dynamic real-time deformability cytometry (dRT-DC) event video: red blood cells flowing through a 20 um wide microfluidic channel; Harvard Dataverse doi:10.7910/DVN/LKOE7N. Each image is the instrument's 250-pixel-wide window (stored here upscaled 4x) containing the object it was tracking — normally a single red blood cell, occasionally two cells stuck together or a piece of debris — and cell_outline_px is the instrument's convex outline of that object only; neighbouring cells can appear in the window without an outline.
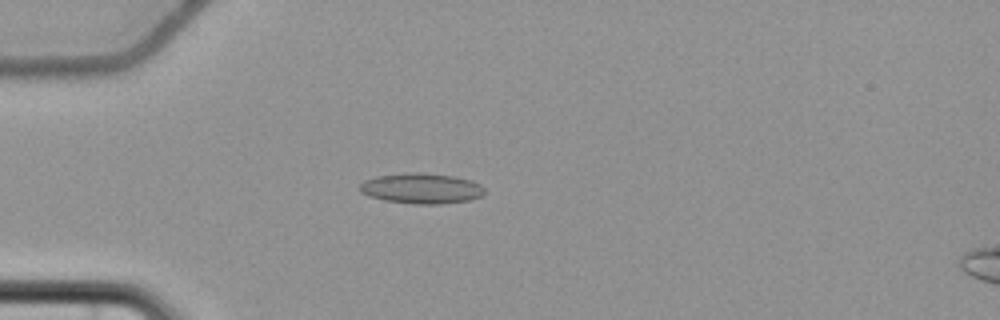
{"species": "common noctule bat (a hibernating species)", "species_latin": "Nyctalus noctula", "temperature_condition": "cold", "stored_images_in_passage": 41, "camera_frame_rate_fps": 3000, "um_per_image_px": 0.085, "animal": {"sex": "female", "body_mass_g": 22.7, "forearm_length_mm": 54.2}, "frame": {"image": 1, "passage_image": 1, "time_ms": 0.0, "image_size_px": [1000, 320], "cell_outline_px": [[484, 192], [480, 196], [472, 200], [440, 204], [416, 204], [384, 200], [368, 196], [360, 192], [360, 184], [364, 180], [376, 176], [412, 172], [416, 172], [452, 176], [472, 180], [480, 184], [484, 188]], "centroid_in_image_um": [35.82, 16.02], "position_along_channel_um": 49.2, "area_um2": 22.14}}
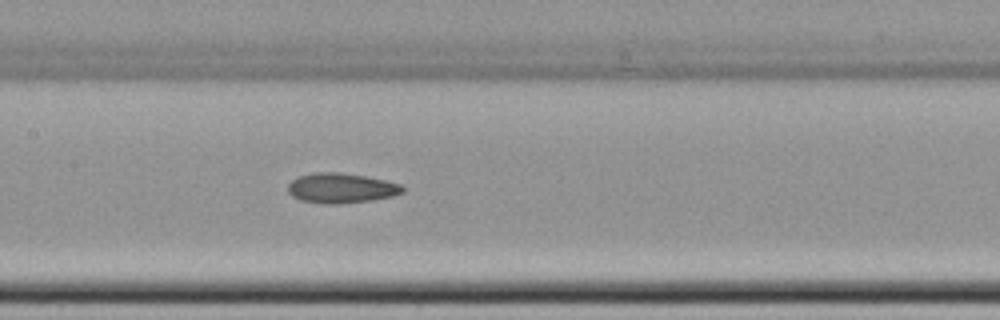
{"frame": {"image": 2, "passage_image": 13, "time_ms": 4.0, "image_size_px": [1000, 320], "cell_outline_px": [[404, 192], [392, 196], [372, 200], [336, 204], [324, 204], [300, 200], [292, 196], [288, 192], [288, 184], [292, 180], [300, 176], [312, 172], [340, 172], [364, 176], [384, 180], [400, 184], [404, 188]], "centroid_in_image_um": [28.98, 15.99], "position_along_channel_um": 178.4, "area_um2": 20.0}}
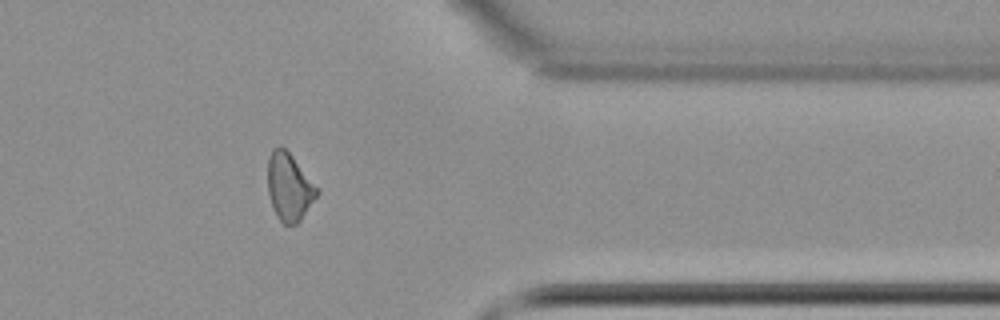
{"frame": {"image": 3, "passage_image": 31, "time_ms": 10.0, "image_size_px": [1000, 320], "cell_outline_px": [[320, 192], [300, 220], [296, 224], [284, 224], [276, 216], [272, 208], [268, 192], [268, 160], [272, 148], [280, 144], [292, 156], [320, 188]], "centroid_in_image_um": [24.59, 15.88], "position_along_channel_um": 386.8, "area_um2": 19.54}, "authors_computed_cell_mechanics": {"area_um2": 19.7098, "velocity_mm_per_s": 3.6919, "shape_relaxation_time_tau1_ms": null, "shape_relaxation_time_tau2_ms": 4.4436, "deformation_change_tau1": null, "deformation_change_tau2": 0.1056}}